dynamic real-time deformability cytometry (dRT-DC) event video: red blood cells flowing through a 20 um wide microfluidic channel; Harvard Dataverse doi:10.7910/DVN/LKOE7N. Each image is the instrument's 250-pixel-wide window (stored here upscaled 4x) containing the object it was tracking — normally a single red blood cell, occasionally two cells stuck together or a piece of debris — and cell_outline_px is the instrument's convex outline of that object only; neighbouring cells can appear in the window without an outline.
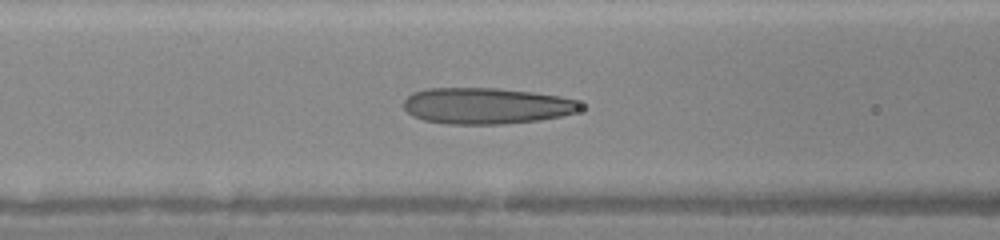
{"species": "human", "species_latin": "Homo sapiens", "temperature_condition": "warm", "stored_images_in_passage": 45, "camera_frame_rate_fps": 3000, "um_per_image_px": 0.085, "donor": {"sex": "female"}, "frame": {"image": 1, "passage_image": 19, "time_ms": 6.0, "image_size_px": [1000, 240], "cell_outline_px": [[584, 108], [576, 112], [560, 116], [540, 120], [500, 124], [448, 124], [424, 120], [412, 116], [404, 108], [404, 100], [412, 92], [424, 88], [496, 88], [532, 92], [560, 96], [576, 100]], "centroid_in_image_um": [41.32, 8.99], "position_along_channel_um": 125.3, "area_um2": 37.4}}
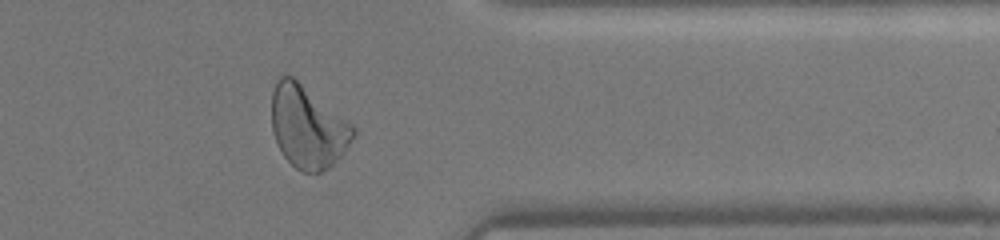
{"frame": {"image": 2, "passage_image": 37, "time_ms": 12.0, "image_size_px": [1000, 240], "cell_outline_px": [[356, 136], [344, 152], [328, 168], [320, 172], [300, 172], [284, 156], [272, 132], [272, 92], [276, 80], [280, 76], [292, 76], [352, 124], [356, 128]], "centroid_in_image_um": [26.16, 10.8], "position_along_channel_um": 385.2, "area_um2": 38.78}}
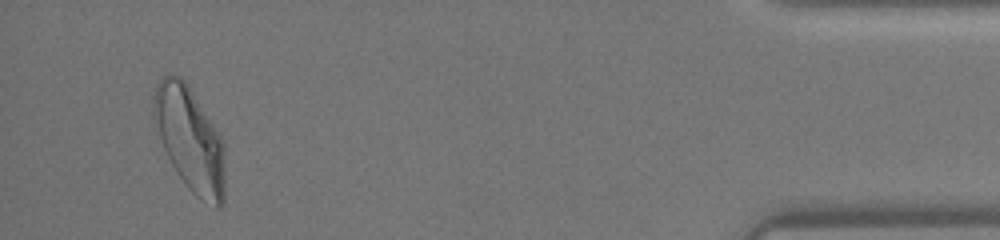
{"frame": {"image": 3, "passage_image": 43, "time_ms": 14.0, "image_size_px": [1000, 240], "cell_outline_px": [[224, 204], [220, 208], [216, 208], [200, 200], [188, 188], [176, 172], [164, 148], [152, 116], [152, 104], [156, 88], [160, 80], [168, 72], [180, 76], [188, 84], [224, 140]], "centroid_in_image_um": [16.16, 11.84], "position_along_channel_um": 419.0, "area_um2": 43.52}}